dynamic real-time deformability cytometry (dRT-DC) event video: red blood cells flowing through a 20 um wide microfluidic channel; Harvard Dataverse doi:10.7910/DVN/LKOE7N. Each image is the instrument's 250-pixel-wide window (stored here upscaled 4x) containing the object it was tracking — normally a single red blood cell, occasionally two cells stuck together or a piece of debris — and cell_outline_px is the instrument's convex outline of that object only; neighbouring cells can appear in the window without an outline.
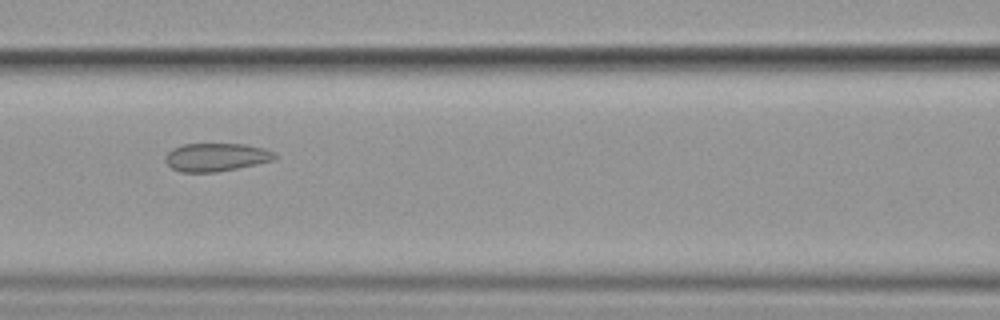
{"species": "common noctule bat (a hibernating species)", "species_latin": "Nyctalus noctula", "temperature_condition": "cold", "stored_images_in_passage": 10, "camera_frame_rate_fps": 3000, "um_per_image_px": 0.085, "animal": {"sex": "female", "body_mass_g": 19.9}, "frame": {"image": 1, "passage_image": 4, "time_ms": 3.667, "image_size_px": [1000, 320], "cell_outline_px": [[276, 156], [272, 160], [256, 164], [216, 172], [180, 172], [172, 168], [164, 160], [168, 152], [172, 148], [184, 144], [244, 144], [264, 148], [272, 152]], "centroid_in_image_um": [18.33, 13.36], "position_along_channel_um": 148.3, "area_um2": 17.74}}
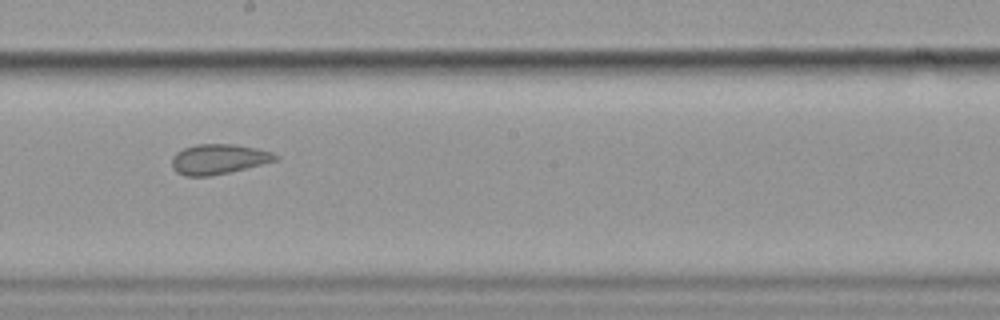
{"frame": {"image": 2, "passage_image": 6, "time_ms": 6.0, "image_size_px": [1000, 320], "cell_outline_px": [[280, 156], [276, 160], [228, 172], [208, 176], [184, 176], [176, 172], [172, 168], [172, 156], [176, 152], [184, 148], [196, 144], [236, 144], [256, 148], [272, 152]], "centroid_in_image_um": [18.54, 13.51], "position_along_channel_um": 229.7, "area_um2": 18.03}}
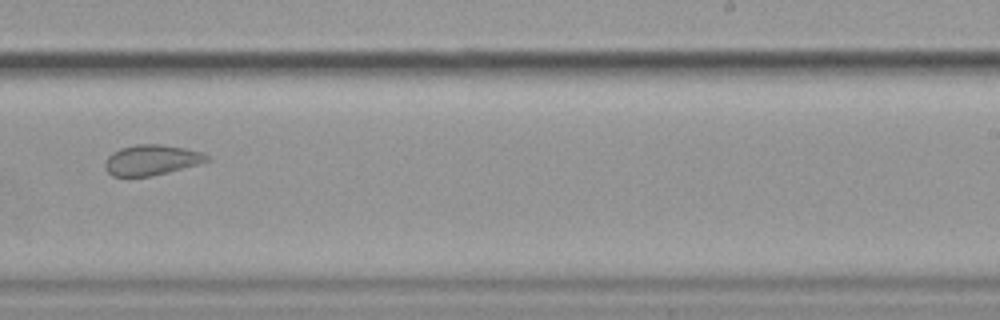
{"frame": {"image": 3, "passage_image": 7, "time_ms": 7.333, "image_size_px": [1000, 320], "cell_outline_px": [[212, 160], [168, 172], [152, 176], [112, 176], [108, 172], [104, 164], [108, 156], [112, 152], [120, 148], [136, 144], [160, 144], [184, 148], [204, 152]], "centroid_in_image_um": [12.89, 13.59], "position_along_channel_um": 276.1, "area_um2": 18.03}}